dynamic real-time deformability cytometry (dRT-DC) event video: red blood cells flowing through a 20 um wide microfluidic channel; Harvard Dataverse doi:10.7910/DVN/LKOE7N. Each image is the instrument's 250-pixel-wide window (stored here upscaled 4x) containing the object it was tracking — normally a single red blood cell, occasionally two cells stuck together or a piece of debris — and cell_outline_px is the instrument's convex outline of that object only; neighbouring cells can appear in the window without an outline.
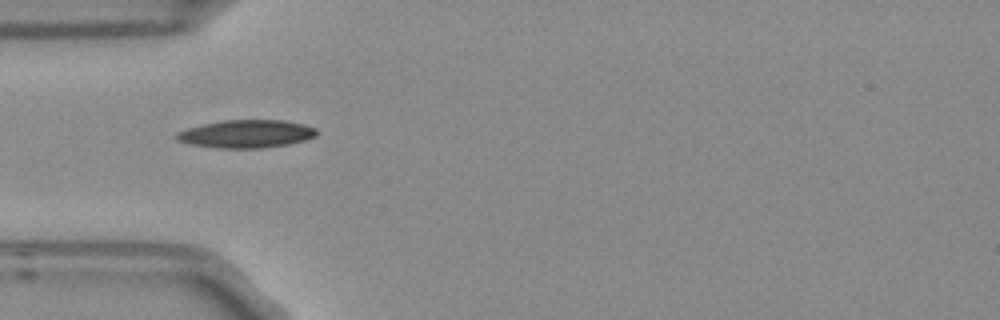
{"species": "Egyptian fruit bat (a non-hibernating species)", "species_latin": "Rousettus aegyptiacus", "temperature_condition": "room temperature", "stored_images_in_passage": 6, "camera_frame_rate_fps": 3000, "um_per_image_px": 0.085, "frame": {"image": 1, "passage_image": 4, "time_ms": 1.0, "image_size_px": [1000, 320], "cell_outline_px": [[320, 132], [316, 136], [304, 140], [288, 144], [264, 148], [216, 148], [192, 144], [176, 140], [176, 132], [188, 128], [204, 124], [224, 120], [284, 120], [304, 124], [316, 128]], "centroid_in_image_um": [20.98, 11.38], "position_along_channel_um": 64.0, "area_um2": 22.83}}